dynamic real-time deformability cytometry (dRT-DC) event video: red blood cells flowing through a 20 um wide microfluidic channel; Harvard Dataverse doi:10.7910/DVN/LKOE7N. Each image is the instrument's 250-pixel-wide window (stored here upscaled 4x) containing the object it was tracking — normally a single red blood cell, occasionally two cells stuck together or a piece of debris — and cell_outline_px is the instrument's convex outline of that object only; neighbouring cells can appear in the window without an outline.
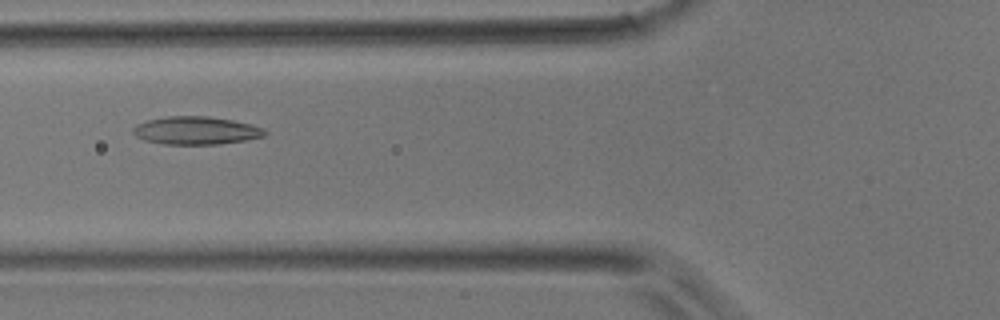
{"species": "common noctule bat (a hibernating species)", "species_latin": "Nyctalus noctula", "temperature_condition": "room temperature", "stored_images_in_passage": 42, "camera_frame_rate_fps": 3000, "um_per_image_px": 0.085, "animal": {"sex": "male", "body_mass_g": 17.9}, "frame": {"image": 1, "passage_image": 12, "time_ms": 3.667, "image_size_px": [1000, 320], "cell_outline_px": [[268, 132], [264, 136], [248, 140], [220, 144], [164, 144], [144, 140], [136, 136], [132, 132], [132, 128], [136, 124], [148, 120], [168, 116], [208, 116], [232, 120], [264, 128]], "centroid_in_image_um": [16.66, 11.1], "position_along_channel_um": 109.1, "area_um2": 21.5}}
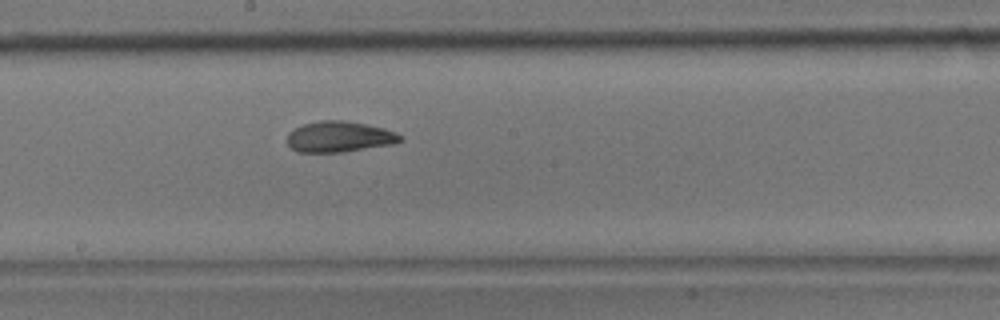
{"frame": {"image": 2, "passage_image": 20, "time_ms": 6.333, "image_size_px": [1000, 320], "cell_outline_px": [[404, 140], [392, 144], [344, 152], [300, 152], [292, 148], [288, 144], [288, 132], [304, 124], [320, 120], [344, 120], [384, 128], [404, 136]], "centroid_in_image_um": [28.87, 11.62], "position_along_channel_um": 219.3, "area_um2": 20.23}}
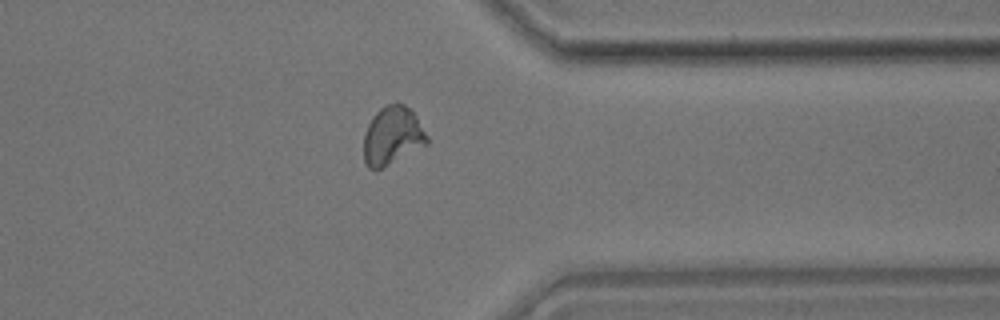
{"frame": {"image": 3, "passage_image": 32, "time_ms": 10.333, "image_size_px": [1000, 320], "cell_outline_px": [[428, 144], [380, 168], [368, 168], [364, 164], [364, 132], [372, 116], [380, 108], [396, 100], [412, 108], [428, 136]], "centroid_in_image_um": [33.36, 11.48], "position_along_channel_um": 378.0, "area_um2": 21.68}}